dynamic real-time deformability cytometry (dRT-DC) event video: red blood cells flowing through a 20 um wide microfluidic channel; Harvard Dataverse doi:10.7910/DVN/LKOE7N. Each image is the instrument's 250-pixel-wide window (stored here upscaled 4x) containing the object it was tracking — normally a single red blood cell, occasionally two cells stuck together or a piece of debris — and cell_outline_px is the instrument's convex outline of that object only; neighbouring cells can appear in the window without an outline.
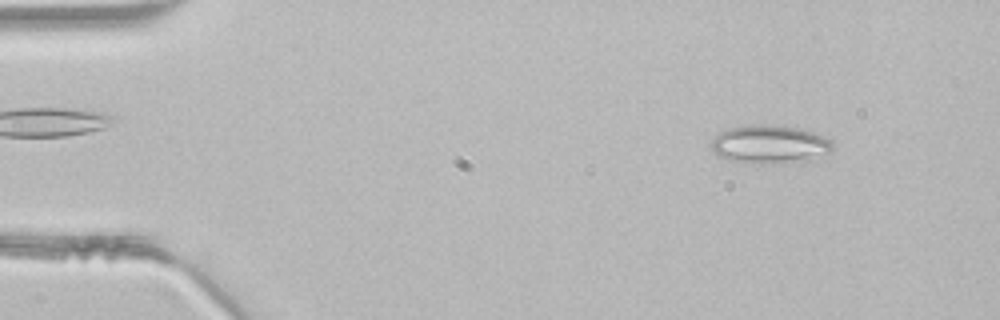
{"species": "common noctule bat (a hibernating species)", "species_latin": "Nyctalus noctula", "temperature_condition": "room temperature", "stored_images_in_passage": 44, "camera_frame_rate_fps": 3000, "um_per_image_px": 0.085, "animal": {"sex": "male", "body_mass_g": 21.5, "forearm_length_mm": 52.0}, "frame": {"image": 1, "passage_image": 4, "time_ms": 1.0, "image_size_px": [1000, 320], "cell_outline_px": [[836, 148], [832, 152], [760, 164], [756, 164], [728, 160], [716, 156], [712, 152], [708, 144], [720, 132], [728, 128], [748, 124], [780, 124], [804, 128], [832, 140], [836, 144]], "centroid_in_image_um": [65.33, 12.2], "position_along_channel_um": 19.7, "area_um2": 27.05}}
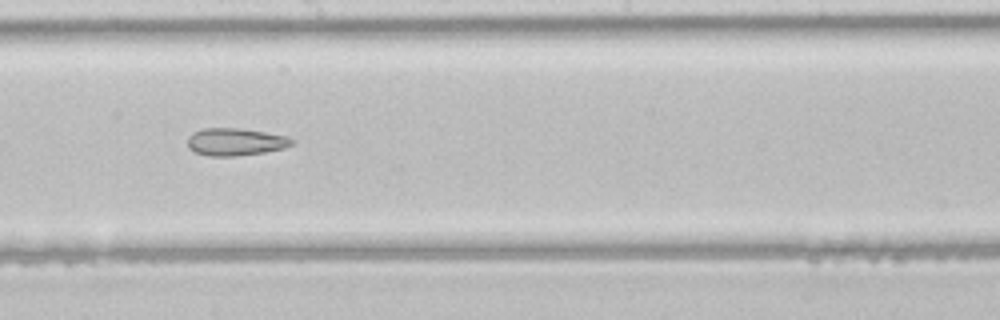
{"frame": {"image": 2, "passage_image": 24, "time_ms": 7.667, "image_size_px": [1000, 320], "cell_outline_px": [[296, 140], [292, 144], [284, 148], [264, 152], [236, 156], [208, 156], [196, 152], [188, 148], [188, 136], [192, 132], [204, 128], [240, 128], [288, 136]], "centroid_in_image_um": [20.01, 12.05], "position_along_channel_um": 228.2, "area_um2": 16.76}}
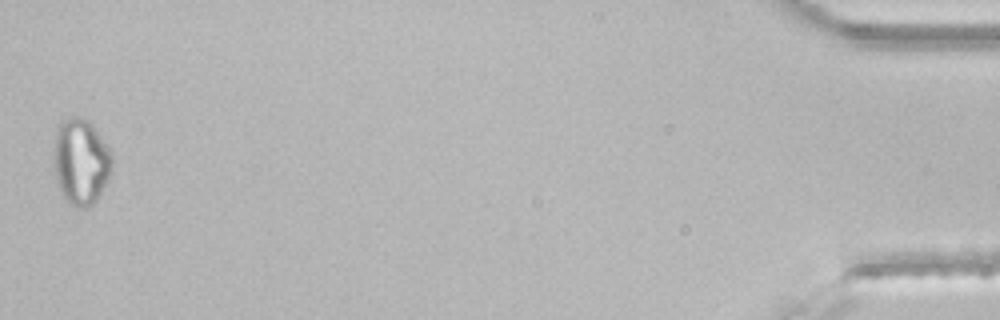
{"frame": {"image": 3, "passage_image": 44, "time_ms": 14.333, "image_size_px": [1000, 320], "cell_outline_px": [[112, 164], [108, 176], [100, 196], [88, 208], [76, 208], [68, 204], [60, 192], [52, 160], [56, 132], [60, 124], [64, 120], [72, 116], [76, 116], [88, 120], [92, 124], [112, 152]], "centroid_in_image_um": [6.86, 13.76], "position_along_channel_um": 428.3, "area_um2": 29.42}}